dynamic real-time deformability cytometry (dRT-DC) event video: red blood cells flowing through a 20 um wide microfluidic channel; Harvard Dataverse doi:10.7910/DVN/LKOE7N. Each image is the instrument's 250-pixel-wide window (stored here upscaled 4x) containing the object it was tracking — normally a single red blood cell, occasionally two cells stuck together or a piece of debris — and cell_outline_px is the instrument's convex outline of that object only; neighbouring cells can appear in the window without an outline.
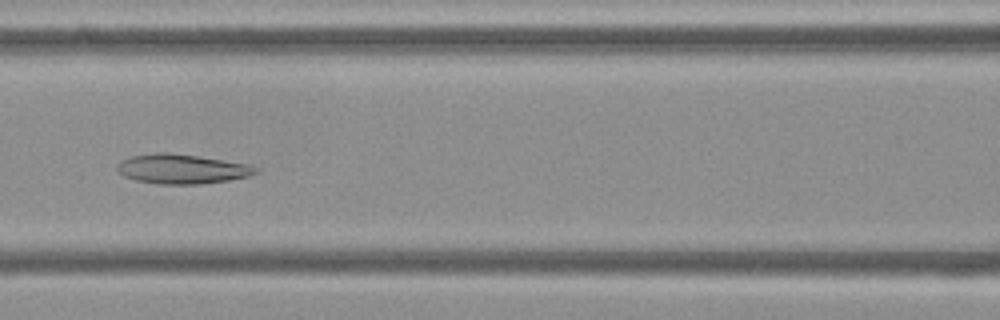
{"species": "Egyptian fruit bat (a non-hibernating species)", "species_latin": "Rousettus aegyptiacus", "temperature_condition": "cold", "stored_images_in_passage": 47, "camera_frame_rate_fps": 3000, "um_per_image_px": 0.085, "frame": {"image": 1, "passage_image": 17, "time_ms": 5.333, "image_size_px": [1000, 320], "cell_outline_px": [[260, 172], [248, 176], [228, 180], [200, 184], [160, 184], [136, 180], [124, 176], [116, 168], [116, 164], [120, 160], [132, 156], [156, 152], [168, 152], [196, 156], [248, 164], [260, 168]], "centroid_in_image_um": [15.46, 14.36], "position_along_channel_um": 151.1, "area_um2": 23.81}}
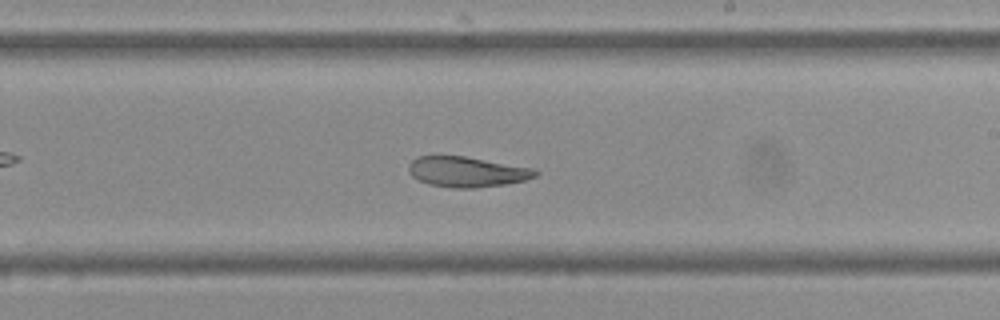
{"frame": {"image": 2, "passage_image": 25, "time_ms": 8.0, "image_size_px": [1000, 320], "cell_outline_px": [[540, 172], [536, 176], [524, 180], [504, 184], [476, 188], [452, 188], [428, 184], [412, 176], [408, 168], [408, 164], [416, 156], [464, 156], [536, 168]], "centroid_in_image_um": [39.71, 14.6], "position_along_channel_um": 249.3, "area_um2": 22.48}}
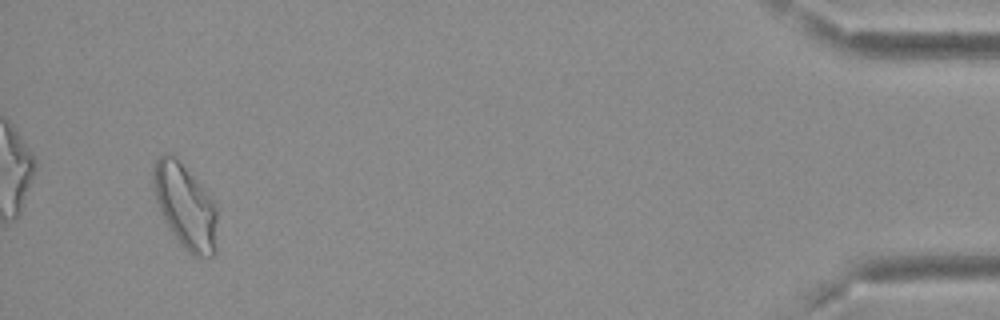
{"frame": {"image": 3, "passage_image": 45, "time_ms": 14.667, "image_size_px": [1000, 320], "cell_outline_px": [[216, 252], [212, 256], [196, 260], [180, 244], [168, 228], [160, 212], [152, 188], [152, 164], [160, 156], [168, 152], [176, 156], [196, 180], [212, 200], [216, 208]], "centroid_in_image_um": [15.71, 17.56], "position_along_channel_um": 419.5, "area_um2": 31.85}}